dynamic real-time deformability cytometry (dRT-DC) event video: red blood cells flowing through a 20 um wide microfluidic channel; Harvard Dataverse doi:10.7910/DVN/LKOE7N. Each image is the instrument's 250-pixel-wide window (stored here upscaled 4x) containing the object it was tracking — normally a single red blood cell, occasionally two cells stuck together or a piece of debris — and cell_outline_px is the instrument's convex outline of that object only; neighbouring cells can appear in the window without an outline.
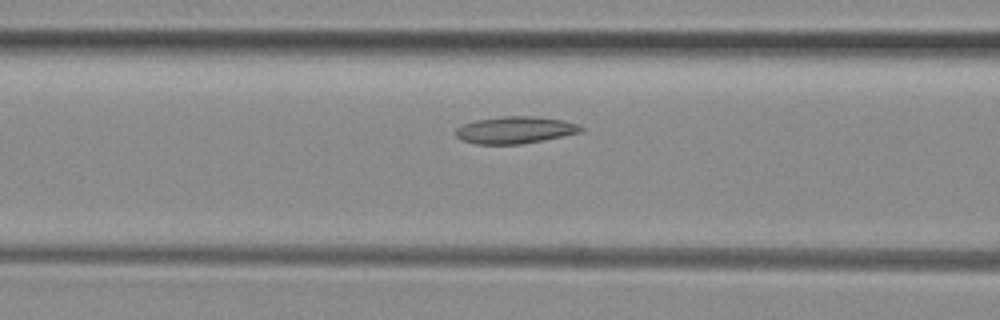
{"species": "common noctule bat (a hibernating species)", "species_latin": "Nyctalus noctula", "temperature_condition": "room temperature", "stored_images_in_passage": 34, "camera_frame_rate_fps": 3000, "um_per_image_px": 0.085, "animal": {"sex": "female", "body_mass_g": 29.2, "forearm_length_mm": 56.3}, "frame": {"image": 1, "passage_image": 13, "time_ms": 4.0, "image_size_px": [1000, 320], "cell_outline_px": [[584, 132], [544, 140], [520, 144], [476, 144], [460, 140], [456, 136], [456, 128], [464, 124], [476, 120], [500, 116], [536, 116], [564, 120], [576, 124], [584, 128]], "centroid_in_image_um": [43.8, 11.05], "position_along_channel_um": 122.8, "area_um2": 19.88}}
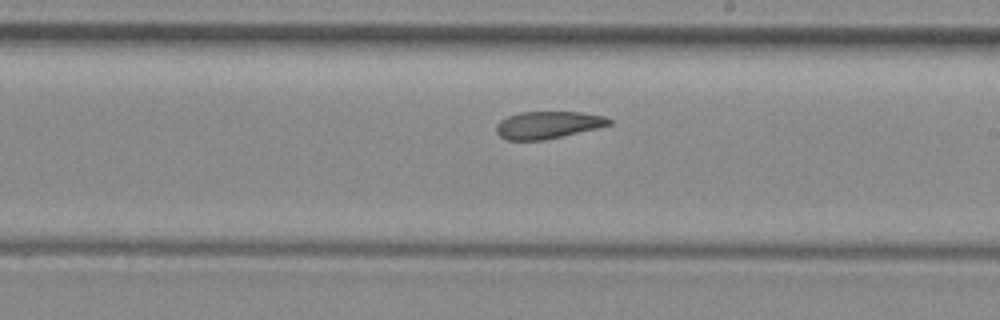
{"frame": {"image": 2, "passage_image": 22, "time_ms": 7.0, "image_size_px": [1000, 320], "cell_outline_px": [[612, 124], [596, 128], [544, 140], [508, 140], [500, 136], [496, 132], [496, 124], [500, 120], [508, 116], [520, 112], [580, 112], [604, 116], [612, 120]], "centroid_in_image_um": [46.55, 10.61], "position_along_channel_um": 242.5, "area_um2": 17.8}}
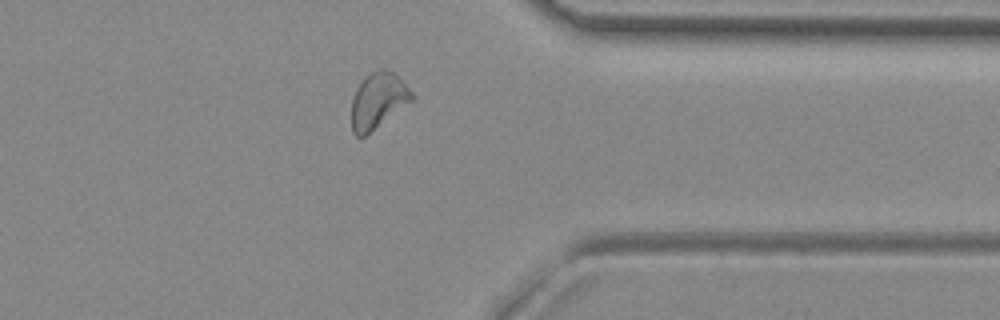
{"frame": {"image": 3, "passage_image": 33, "time_ms": 10.667, "image_size_px": [1000, 320], "cell_outline_px": [[416, 96], [412, 100], [364, 136], [356, 136], [352, 132], [352, 96], [360, 80], [368, 72], [376, 68], [388, 68], [396, 72], [400, 76]], "centroid_in_image_um": [32.13, 8.45], "position_along_channel_um": 379.3, "area_um2": 19.94}}